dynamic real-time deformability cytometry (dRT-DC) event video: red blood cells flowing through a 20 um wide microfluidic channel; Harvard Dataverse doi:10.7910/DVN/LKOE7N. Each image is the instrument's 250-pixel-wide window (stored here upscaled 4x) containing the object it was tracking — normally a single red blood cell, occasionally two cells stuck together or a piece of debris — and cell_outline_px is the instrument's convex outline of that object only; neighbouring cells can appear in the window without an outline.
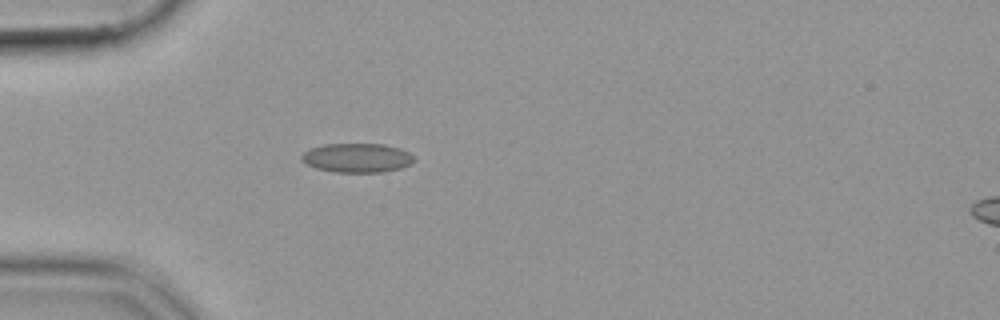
{"species": "common noctule bat (a hibernating species)", "species_latin": "Nyctalus noctula", "temperature_condition": "cold", "stored_images_in_passage": 39, "camera_frame_rate_fps": 3000, "um_per_image_px": 0.085, "animal": {"sex": "female", "body_mass_g": 19.9}, "frame": {"image": 1, "passage_image": 1, "time_ms": 0.0, "image_size_px": [1000, 320], "cell_outline_px": [[416, 160], [412, 164], [400, 168], [384, 172], [332, 172], [316, 168], [304, 164], [300, 160], [300, 156], [308, 148], [324, 144], [384, 144], [400, 148], [416, 156]], "centroid_in_image_um": [30.34, 13.42], "position_along_channel_um": 54.7, "area_um2": 19.54}}
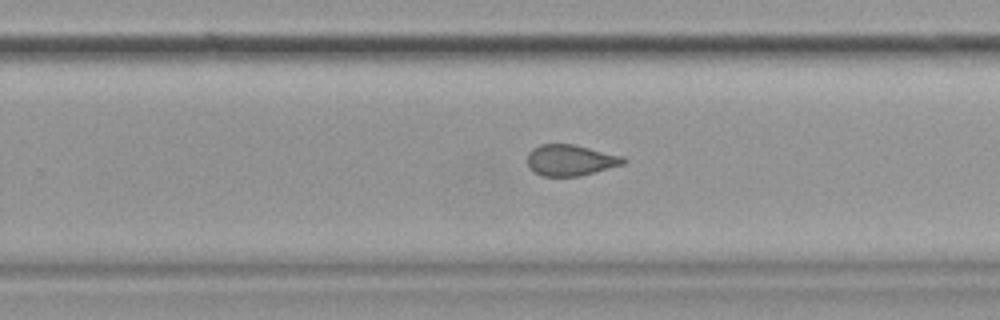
{"frame": {"image": 2, "passage_image": 20, "time_ms": 6.333, "image_size_px": [1000, 320], "cell_outline_px": [[628, 160], [624, 164], [580, 176], [544, 176], [532, 172], [528, 168], [528, 152], [532, 148], [540, 144], [572, 144], [624, 156]], "centroid_in_image_um": [48.48, 13.62], "position_along_channel_um": 281.3, "area_um2": 17.51}}
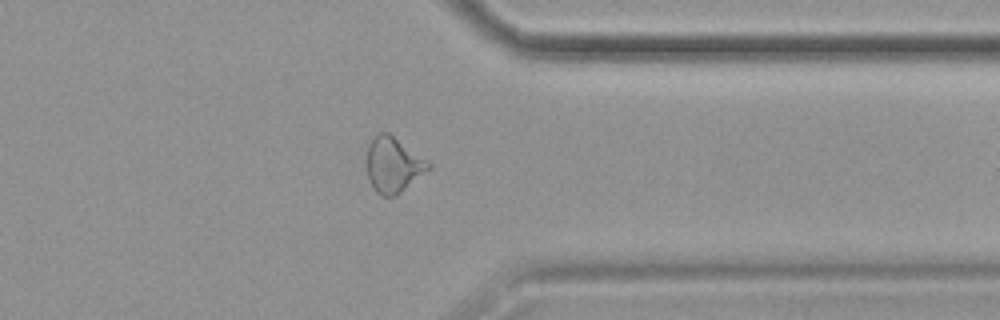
{"frame": {"image": 3, "passage_image": 28, "time_ms": 9.0, "image_size_px": [1000, 320], "cell_outline_px": [[432, 168], [396, 196], [380, 196], [376, 192], [368, 180], [368, 144], [380, 132], [388, 132], [432, 164]], "centroid_in_image_um": [33.45, 14.04], "position_along_channel_um": 378.0, "area_um2": 19.71}}